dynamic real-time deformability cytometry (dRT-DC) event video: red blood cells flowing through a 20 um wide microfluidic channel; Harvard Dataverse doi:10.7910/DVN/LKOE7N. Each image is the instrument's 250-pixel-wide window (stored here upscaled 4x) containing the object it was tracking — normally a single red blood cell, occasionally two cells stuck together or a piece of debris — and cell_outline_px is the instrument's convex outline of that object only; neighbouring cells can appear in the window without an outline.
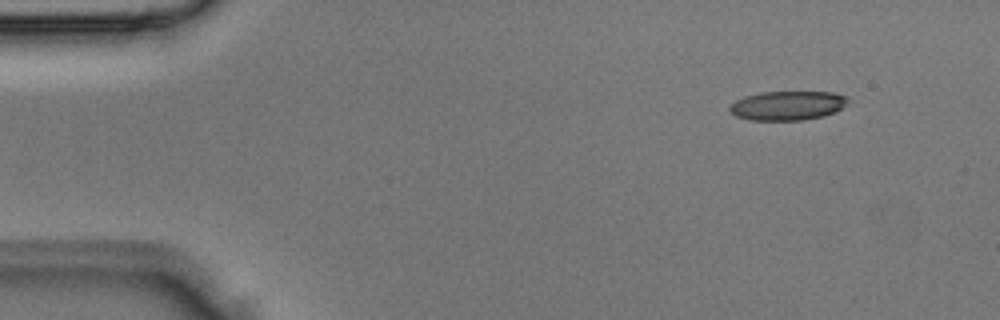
{"species": "Egyptian fruit bat (a non-hibernating species)", "species_latin": "Rousettus aegyptiacus", "temperature_condition": "room temperature", "stored_images_in_passage": 3, "camera_frame_rate_fps": 3000, "um_per_image_px": 0.085, "animal": {"sex": "male"}, "frame": {"image": 1, "passage_image": 1, "time_ms": 0.0, "image_size_px": [1000, 320], "cell_outline_px": [[848, 100], [840, 108], [824, 116], [804, 120], [748, 120], [736, 116], [728, 108], [736, 100], [744, 96], [760, 92], [832, 92], [848, 96]], "centroid_in_image_um": [66.91, 8.97], "position_along_channel_um": 18.1, "area_um2": 20.0}}
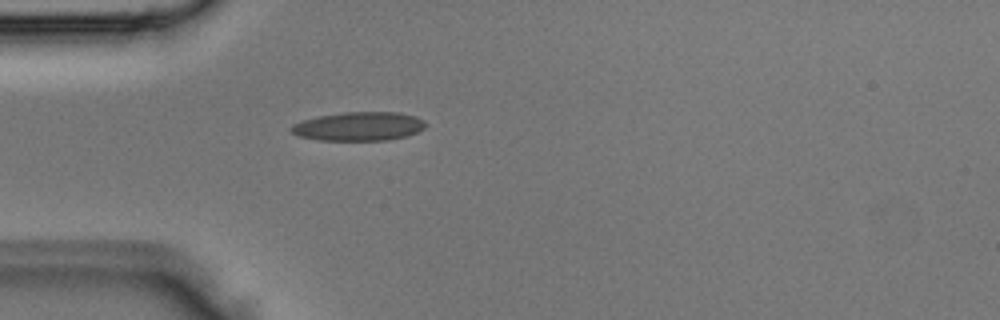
{"frame": {"image": 2, "passage_image": 3, "time_ms": 0.667, "image_size_px": [1000, 320], "cell_outline_px": [[428, 124], [424, 128], [408, 136], [388, 140], [316, 140], [300, 136], [292, 132], [292, 124], [304, 120], [320, 116], [344, 112], [400, 112], [416, 116], [424, 120]], "centroid_in_image_um": [30.56, 10.74], "position_along_channel_um": 54.4, "area_um2": 22.54}}